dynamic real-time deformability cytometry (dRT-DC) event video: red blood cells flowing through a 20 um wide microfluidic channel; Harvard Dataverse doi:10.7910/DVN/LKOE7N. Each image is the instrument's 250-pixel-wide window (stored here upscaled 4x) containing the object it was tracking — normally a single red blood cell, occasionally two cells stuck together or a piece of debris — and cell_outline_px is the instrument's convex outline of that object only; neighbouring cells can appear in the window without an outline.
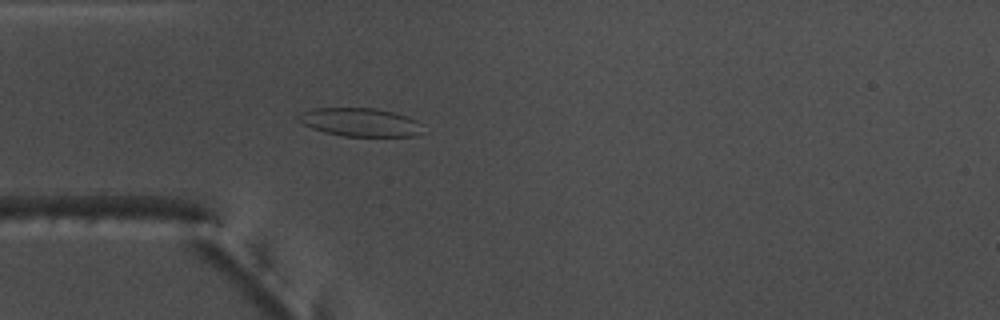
{"species": "common noctule bat (a hibernating species)", "species_latin": "Nyctalus noctula", "temperature_condition": "warm", "stored_images_in_passage": 54, "camera_frame_rate_fps": 3000, "um_per_image_px": 0.085, "animal": {"sex": "male", "body_mass_g": 17.5, "forearm_length_mm": 52.3}, "frame": {"image": 1, "passage_image": 16, "time_ms": 5.0, "image_size_px": [1000, 320], "cell_outline_px": [[420, 132], [416, 136], [344, 136], [324, 132], [312, 128], [296, 120], [296, 116], [300, 112], [312, 108], [376, 108], [408, 116], [416, 120], [420, 124]], "centroid_in_image_um": [30.55, 10.38], "position_along_channel_um": 54.4, "area_um2": 20.58}}
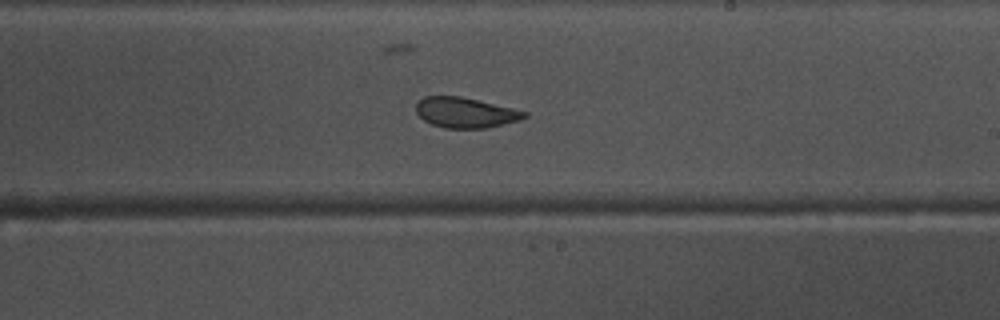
{"frame": {"image": 2, "passage_image": 32, "time_ms": 10.333, "image_size_px": [1000, 320], "cell_outline_px": [[528, 116], [520, 120], [488, 128], [444, 128], [432, 124], [424, 120], [416, 112], [416, 104], [424, 96], [460, 96], [512, 108], [528, 112]], "centroid_in_image_um": [39.57, 9.57], "position_along_channel_um": 249.4, "area_um2": 19.07}}
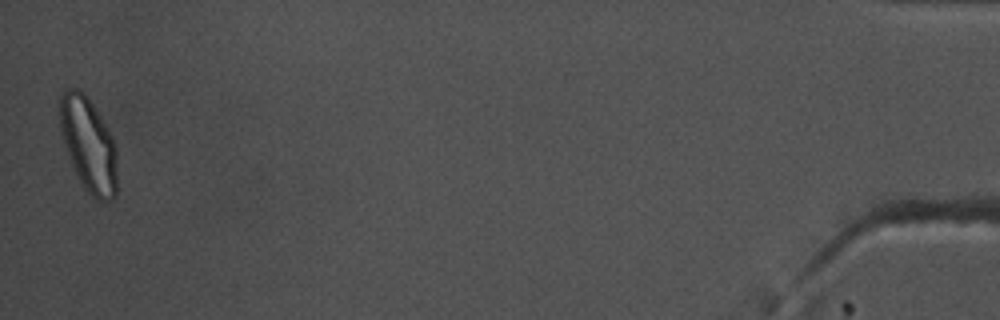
{"frame": {"image": 3, "passage_image": 54, "time_ms": 17.667, "image_size_px": [1000, 320], "cell_outline_px": [[116, 196], [112, 200], [96, 200], [84, 188], [72, 164], [64, 144], [60, 132], [56, 116], [56, 100], [68, 88], [76, 88], [84, 92], [108, 128], [112, 136], [116, 148]], "centroid_in_image_um": [7.47, 12.22], "position_along_channel_um": 427.7, "area_um2": 31.96}, "authors_computed_cell_mechanics": {"area_um2": 22.4553, "velocity_mm_per_s": 3.7673, "shape_relaxation_time_tau1_ms": 7.4363, "shape_relaxation_time_tau2_ms": 1.2381, "deformation_change_tau1": 0.1908, "deformation_change_tau2": 0.0684}}